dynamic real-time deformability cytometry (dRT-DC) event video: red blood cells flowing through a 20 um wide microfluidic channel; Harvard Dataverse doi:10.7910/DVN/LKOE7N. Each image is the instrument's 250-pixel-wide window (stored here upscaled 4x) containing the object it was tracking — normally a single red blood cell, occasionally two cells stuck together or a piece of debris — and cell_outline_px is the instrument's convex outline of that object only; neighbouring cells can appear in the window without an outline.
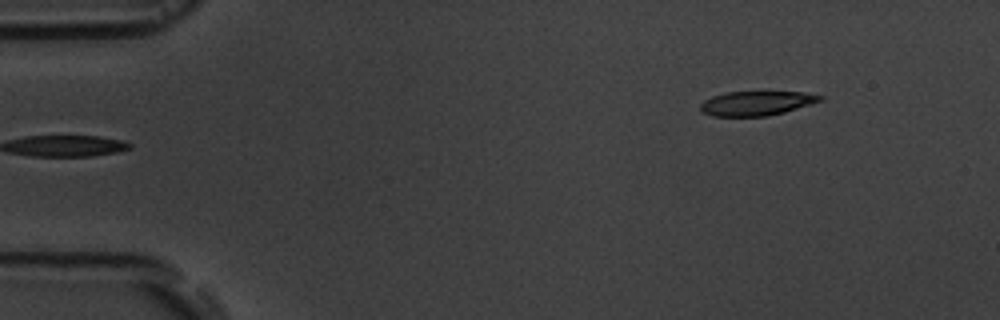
{"species": "common noctule bat (a hibernating species)", "species_latin": "Nyctalus noctula", "temperature_condition": "room temperature", "stored_images_in_passage": 5, "segment_of_instrument_passage": [2, 2], "camera_frame_rate_fps": 3000, "um_per_image_px": 0.085, "animal": {"sex": "male", "body_mass_g": 19.5, "forearm_length_mm": 54.6}, "frame": {"image": 1, "passage_image": 5, "time_ms": 4.667, "image_size_px": [1000, 320], "cell_outline_px": [[824, 100], [812, 104], [784, 112], [768, 116], [712, 116], [704, 112], [700, 108], [700, 104], [704, 100], [712, 96], [724, 92], [804, 92], [824, 96]], "centroid_in_image_um": [64.33, 8.77], "position_along_channel_um": 20.7, "area_um2": 17.05}}